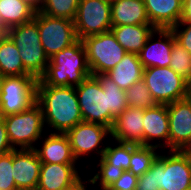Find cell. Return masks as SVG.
I'll return each mask as SVG.
<instances>
[{
    "mask_svg": "<svg viewBox=\"0 0 191 190\" xmlns=\"http://www.w3.org/2000/svg\"><path fill=\"white\" fill-rule=\"evenodd\" d=\"M97 167H99L98 172L90 178L91 184L95 185L99 181L102 190H106L124 172L123 169L108 164L102 157L99 159Z\"/></svg>",
    "mask_w": 191,
    "mask_h": 190,
    "instance_id": "32",
    "label": "cell"
},
{
    "mask_svg": "<svg viewBox=\"0 0 191 190\" xmlns=\"http://www.w3.org/2000/svg\"><path fill=\"white\" fill-rule=\"evenodd\" d=\"M143 122L144 146H154L160 149L169 148V119L167 105L156 104L151 108L145 109ZM154 140L159 142L151 144Z\"/></svg>",
    "mask_w": 191,
    "mask_h": 190,
    "instance_id": "17",
    "label": "cell"
},
{
    "mask_svg": "<svg viewBox=\"0 0 191 190\" xmlns=\"http://www.w3.org/2000/svg\"><path fill=\"white\" fill-rule=\"evenodd\" d=\"M171 30L175 40L191 54V23H178Z\"/></svg>",
    "mask_w": 191,
    "mask_h": 190,
    "instance_id": "34",
    "label": "cell"
},
{
    "mask_svg": "<svg viewBox=\"0 0 191 190\" xmlns=\"http://www.w3.org/2000/svg\"><path fill=\"white\" fill-rule=\"evenodd\" d=\"M79 0H43L37 11L58 18L74 21Z\"/></svg>",
    "mask_w": 191,
    "mask_h": 190,
    "instance_id": "28",
    "label": "cell"
},
{
    "mask_svg": "<svg viewBox=\"0 0 191 190\" xmlns=\"http://www.w3.org/2000/svg\"><path fill=\"white\" fill-rule=\"evenodd\" d=\"M93 76L100 83L103 92H107L109 128L111 129L115 119L128 107L126 92L120 89L106 74H94Z\"/></svg>",
    "mask_w": 191,
    "mask_h": 190,
    "instance_id": "26",
    "label": "cell"
},
{
    "mask_svg": "<svg viewBox=\"0 0 191 190\" xmlns=\"http://www.w3.org/2000/svg\"><path fill=\"white\" fill-rule=\"evenodd\" d=\"M144 5L155 29H171L180 22L182 0H144Z\"/></svg>",
    "mask_w": 191,
    "mask_h": 190,
    "instance_id": "20",
    "label": "cell"
},
{
    "mask_svg": "<svg viewBox=\"0 0 191 190\" xmlns=\"http://www.w3.org/2000/svg\"><path fill=\"white\" fill-rule=\"evenodd\" d=\"M13 150L14 149L11 146L8 136H7L5 123H4V121H1L0 122V155L9 153Z\"/></svg>",
    "mask_w": 191,
    "mask_h": 190,
    "instance_id": "36",
    "label": "cell"
},
{
    "mask_svg": "<svg viewBox=\"0 0 191 190\" xmlns=\"http://www.w3.org/2000/svg\"><path fill=\"white\" fill-rule=\"evenodd\" d=\"M144 67L136 53H126L123 59L106 75L114 81L117 86L127 91L134 83L143 79Z\"/></svg>",
    "mask_w": 191,
    "mask_h": 190,
    "instance_id": "22",
    "label": "cell"
},
{
    "mask_svg": "<svg viewBox=\"0 0 191 190\" xmlns=\"http://www.w3.org/2000/svg\"><path fill=\"white\" fill-rule=\"evenodd\" d=\"M169 150L191 147V102L185 98L167 105Z\"/></svg>",
    "mask_w": 191,
    "mask_h": 190,
    "instance_id": "13",
    "label": "cell"
},
{
    "mask_svg": "<svg viewBox=\"0 0 191 190\" xmlns=\"http://www.w3.org/2000/svg\"><path fill=\"white\" fill-rule=\"evenodd\" d=\"M6 34L7 30L3 26H0V41L4 38Z\"/></svg>",
    "mask_w": 191,
    "mask_h": 190,
    "instance_id": "41",
    "label": "cell"
},
{
    "mask_svg": "<svg viewBox=\"0 0 191 190\" xmlns=\"http://www.w3.org/2000/svg\"><path fill=\"white\" fill-rule=\"evenodd\" d=\"M143 80L156 104L168 105L187 96L188 81L170 67L144 68Z\"/></svg>",
    "mask_w": 191,
    "mask_h": 190,
    "instance_id": "7",
    "label": "cell"
},
{
    "mask_svg": "<svg viewBox=\"0 0 191 190\" xmlns=\"http://www.w3.org/2000/svg\"><path fill=\"white\" fill-rule=\"evenodd\" d=\"M144 110L128 106L115 119L110 137L114 141L144 146Z\"/></svg>",
    "mask_w": 191,
    "mask_h": 190,
    "instance_id": "15",
    "label": "cell"
},
{
    "mask_svg": "<svg viewBox=\"0 0 191 190\" xmlns=\"http://www.w3.org/2000/svg\"><path fill=\"white\" fill-rule=\"evenodd\" d=\"M85 46L91 75L106 74L114 68L127 53L116 41L112 31L88 36L82 39Z\"/></svg>",
    "mask_w": 191,
    "mask_h": 190,
    "instance_id": "6",
    "label": "cell"
},
{
    "mask_svg": "<svg viewBox=\"0 0 191 190\" xmlns=\"http://www.w3.org/2000/svg\"><path fill=\"white\" fill-rule=\"evenodd\" d=\"M37 25L41 45L49 59L79 40L72 20L51 17L37 11Z\"/></svg>",
    "mask_w": 191,
    "mask_h": 190,
    "instance_id": "8",
    "label": "cell"
},
{
    "mask_svg": "<svg viewBox=\"0 0 191 190\" xmlns=\"http://www.w3.org/2000/svg\"><path fill=\"white\" fill-rule=\"evenodd\" d=\"M7 35L19 50L25 70L39 80L47 69L49 58L41 45L37 12L33 20L7 29Z\"/></svg>",
    "mask_w": 191,
    "mask_h": 190,
    "instance_id": "4",
    "label": "cell"
},
{
    "mask_svg": "<svg viewBox=\"0 0 191 190\" xmlns=\"http://www.w3.org/2000/svg\"><path fill=\"white\" fill-rule=\"evenodd\" d=\"M79 40L111 30V4L101 0H79L74 19Z\"/></svg>",
    "mask_w": 191,
    "mask_h": 190,
    "instance_id": "10",
    "label": "cell"
},
{
    "mask_svg": "<svg viewBox=\"0 0 191 190\" xmlns=\"http://www.w3.org/2000/svg\"><path fill=\"white\" fill-rule=\"evenodd\" d=\"M3 78H4V76L0 73V88H1V85H2Z\"/></svg>",
    "mask_w": 191,
    "mask_h": 190,
    "instance_id": "44",
    "label": "cell"
},
{
    "mask_svg": "<svg viewBox=\"0 0 191 190\" xmlns=\"http://www.w3.org/2000/svg\"><path fill=\"white\" fill-rule=\"evenodd\" d=\"M112 26L151 24L144 0H114L111 3Z\"/></svg>",
    "mask_w": 191,
    "mask_h": 190,
    "instance_id": "21",
    "label": "cell"
},
{
    "mask_svg": "<svg viewBox=\"0 0 191 190\" xmlns=\"http://www.w3.org/2000/svg\"><path fill=\"white\" fill-rule=\"evenodd\" d=\"M157 149L154 146H138L131 153L129 171L137 177L143 175L151 168L152 163L158 157L159 153Z\"/></svg>",
    "mask_w": 191,
    "mask_h": 190,
    "instance_id": "29",
    "label": "cell"
},
{
    "mask_svg": "<svg viewBox=\"0 0 191 190\" xmlns=\"http://www.w3.org/2000/svg\"><path fill=\"white\" fill-rule=\"evenodd\" d=\"M91 72L82 40L56 53L40 80L50 86H79Z\"/></svg>",
    "mask_w": 191,
    "mask_h": 190,
    "instance_id": "3",
    "label": "cell"
},
{
    "mask_svg": "<svg viewBox=\"0 0 191 190\" xmlns=\"http://www.w3.org/2000/svg\"><path fill=\"white\" fill-rule=\"evenodd\" d=\"M183 151L187 154V156L189 158V163H190V166H191V147L186 148Z\"/></svg>",
    "mask_w": 191,
    "mask_h": 190,
    "instance_id": "42",
    "label": "cell"
},
{
    "mask_svg": "<svg viewBox=\"0 0 191 190\" xmlns=\"http://www.w3.org/2000/svg\"><path fill=\"white\" fill-rule=\"evenodd\" d=\"M155 30L151 24L112 26L116 41L128 53L138 54L145 46L149 35Z\"/></svg>",
    "mask_w": 191,
    "mask_h": 190,
    "instance_id": "23",
    "label": "cell"
},
{
    "mask_svg": "<svg viewBox=\"0 0 191 190\" xmlns=\"http://www.w3.org/2000/svg\"><path fill=\"white\" fill-rule=\"evenodd\" d=\"M65 134L69 138L72 154L78 162L83 156L89 157L92 152L102 157L106 149V146H103V140L107 136H111V129L101 124L83 121L69 129Z\"/></svg>",
    "mask_w": 191,
    "mask_h": 190,
    "instance_id": "12",
    "label": "cell"
},
{
    "mask_svg": "<svg viewBox=\"0 0 191 190\" xmlns=\"http://www.w3.org/2000/svg\"><path fill=\"white\" fill-rule=\"evenodd\" d=\"M41 161L33 149L13 150V177L18 190H36Z\"/></svg>",
    "mask_w": 191,
    "mask_h": 190,
    "instance_id": "16",
    "label": "cell"
},
{
    "mask_svg": "<svg viewBox=\"0 0 191 190\" xmlns=\"http://www.w3.org/2000/svg\"><path fill=\"white\" fill-rule=\"evenodd\" d=\"M37 9L25 0H0V19L7 30L34 19Z\"/></svg>",
    "mask_w": 191,
    "mask_h": 190,
    "instance_id": "24",
    "label": "cell"
},
{
    "mask_svg": "<svg viewBox=\"0 0 191 190\" xmlns=\"http://www.w3.org/2000/svg\"><path fill=\"white\" fill-rule=\"evenodd\" d=\"M101 1H104V2L111 4L114 0H101Z\"/></svg>",
    "mask_w": 191,
    "mask_h": 190,
    "instance_id": "45",
    "label": "cell"
},
{
    "mask_svg": "<svg viewBox=\"0 0 191 190\" xmlns=\"http://www.w3.org/2000/svg\"><path fill=\"white\" fill-rule=\"evenodd\" d=\"M169 67L186 81H191V54L176 40L171 51Z\"/></svg>",
    "mask_w": 191,
    "mask_h": 190,
    "instance_id": "31",
    "label": "cell"
},
{
    "mask_svg": "<svg viewBox=\"0 0 191 190\" xmlns=\"http://www.w3.org/2000/svg\"><path fill=\"white\" fill-rule=\"evenodd\" d=\"M179 23H191V0H182V13Z\"/></svg>",
    "mask_w": 191,
    "mask_h": 190,
    "instance_id": "37",
    "label": "cell"
},
{
    "mask_svg": "<svg viewBox=\"0 0 191 190\" xmlns=\"http://www.w3.org/2000/svg\"><path fill=\"white\" fill-rule=\"evenodd\" d=\"M86 182L88 183H92L91 182V179L88 178L87 180L86 179H83L82 177L77 181L75 182L73 185H71L70 187L68 188H65V189H62V190H87L88 188L86 187ZM90 190V189H88Z\"/></svg>",
    "mask_w": 191,
    "mask_h": 190,
    "instance_id": "38",
    "label": "cell"
},
{
    "mask_svg": "<svg viewBox=\"0 0 191 190\" xmlns=\"http://www.w3.org/2000/svg\"><path fill=\"white\" fill-rule=\"evenodd\" d=\"M0 73L5 76H31L24 68L20 53L6 34L0 41Z\"/></svg>",
    "mask_w": 191,
    "mask_h": 190,
    "instance_id": "25",
    "label": "cell"
},
{
    "mask_svg": "<svg viewBox=\"0 0 191 190\" xmlns=\"http://www.w3.org/2000/svg\"><path fill=\"white\" fill-rule=\"evenodd\" d=\"M158 36L157 40H153ZM175 36L171 29H155L138 53L144 68L169 67ZM155 41V42H154Z\"/></svg>",
    "mask_w": 191,
    "mask_h": 190,
    "instance_id": "14",
    "label": "cell"
},
{
    "mask_svg": "<svg viewBox=\"0 0 191 190\" xmlns=\"http://www.w3.org/2000/svg\"><path fill=\"white\" fill-rule=\"evenodd\" d=\"M165 154V155H164ZM160 153L151 168L138 177L137 190H188L191 188V166L184 151Z\"/></svg>",
    "mask_w": 191,
    "mask_h": 190,
    "instance_id": "2",
    "label": "cell"
},
{
    "mask_svg": "<svg viewBox=\"0 0 191 190\" xmlns=\"http://www.w3.org/2000/svg\"><path fill=\"white\" fill-rule=\"evenodd\" d=\"M137 186L138 177L129 170H125L106 190H137Z\"/></svg>",
    "mask_w": 191,
    "mask_h": 190,
    "instance_id": "35",
    "label": "cell"
},
{
    "mask_svg": "<svg viewBox=\"0 0 191 190\" xmlns=\"http://www.w3.org/2000/svg\"><path fill=\"white\" fill-rule=\"evenodd\" d=\"M33 150L41 163H77L72 154L69 138L65 133L48 134L41 147L35 145Z\"/></svg>",
    "mask_w": 191,
    "mask_h": 190,
    "instance_id": "19",
    "label": "cell"
},
{
    "mask_svg": "<svg viewBox=\"0 0 191 190\" xmlns=\"http://www.w3.org/2000/svg\"><path fill=\"white\" fill-rule=\"evenodd\" d=\"M77 163H41L36 190H62L77 182L81 175Z\"/></svg>",
    "mask_w": 191,
    "mask_h": 190,
    "instance_id": "18",
    "label": "cell"
},
{
    "mask_svg": "<svg viewBox=\"0 0 191 190\" xmlns=\"http://www.w3.org/2000/svg\"><path fill=\"white\" fill-rule=\"evenodd\" d=\"M37 79L33 76H5L0 88L4 117L20 113L36 102Z\"/></svg>",
    "mask_w": 191,
    "mask_h": 190,
    "instance_id": "9",
    "label": "cell"
},
{
    "mask_svg": "<svg viewBox=\"0 0 191 190\" xmlns=\"http://www.w3.org/2000/svg\"><path fill=\"white\" fill-rule=\"evenodd\" d=\"M186 98L191 102V81L188 82Z\"/></svg>",
    "mask_w": 191,
    "mask_h": 190,
    "instance_id": "40",
    "label": "cell"
},
{
    "mask_svg": "<svg viewBox=\"0 0 191 190\" xmlns=\"http://www.w3.org/2000/svg\"><path fill=\"white\" fill-rule=\"evenodd\" d=\"M117 143L115 147L106 146L103 152L102 158L110 165L119 167L121 169H130L131 153L138 147L134 144H128L123 142L114 141Z\"/></svg>",
    "mask_w": 191,
    "mask_h": 190,
    "instance_id": "27",
    "label": "cell"
},
{
    "mask_svg": "<svg viewBox=\"0 0 191 190\" xmlns=\"http://www.w3.org/2000/svg\"><path fill=\"white\" fill-rule=\"evenodd\" d=\"M25 1L29 2L31 5H33L38 10L39 7L41 6L43 0H25Z\"/></svg>",
    "mask_w": 191,
    "mask_h": 190,
    "instance_id": "39",
    "label": "cell"
},
{
    "mask_svg": "<svg viewBox=\"0 0 191 190\" xmlns=\"http://www.w3.org/2000/svg\"><path fill=\"white\" fill-rule=\"evenodd\" d=\"M125 92L127 104L130 107L148 109L156 105L143 79L134 83Z\"/></svg>",
    "mask_w": 191,
    "mask_h": 190,
    "instance_id": "30",
    "label": "cell"
},
{
    "mask_svg": "<svg viewBox=\"0 0 191 190\" xmlns=\"http://www.w3.org/2000/svg\"><path fill=\"white\" fill-rule=\"evenodd\" d=\"M12 167L13 151L0 155V190H18Z\"/></svg>",
    "mask_w": 191,
    "mask_h": 190,
    "instance_id": "33",
    "label": "cell"
},
{
    "mask_svg": "<svg viewBox=\"0 0 191 190\" xmlns=\"http://www.w3.org/2000/svg\"><path fill=\"white\" fill-rule=\"evenodd\" d=\"M1 121H4V114H3V111H2L1 106H0V122Z\"/></svg>",
    "mask_w": 191,
    "mask_h": 190,
    "instance_id": "43",
    "label": "cell"
},
{
    "mask_svg": "<svg viewBox=\"0 0 191 190\" xmlns=\"http://www.w3.org/2000/svg\"><path fill=\"white\" fill-rule=\"evenodd\" d=\"M36 102L41 107L45 126L48 124L54 133H66L83 122L75 87L50 86L39 79Z\"/></svg>",
    "mask_w": 191,
    "mask_h": 190,
    "instance_id": "1",
    "label": "cell"
},
{
    "mask_svg": "<svg viewBox=\"0 0 191 190\" xmlns=\"http://www.w3.org/2000/svg\"><path fill=\"white\" fill-rule=\"evenodd\" d=\"M4 123L14 150L33 149L45 128L43 113L37 102L20 113L4 117Z\"/></svg>",
    "mask_w": 191,
    "mask_h": 190,
    "instance_id": "5",
    "label": "cell"
},
{
    "mask_svg": "<svg viewBox=\"0 0 191 190\" xmlns=\"http://www.w3.org/2000/svg\"><path fill=\"white\" fill-rule=\"evenodd\" d=\"M75 90L83 121L109 127L107 92H103L98 80L91 75Z\"/></svg>",
    "mask_w": 191,
    "mask_h": 190,
    "instance_id": "11",
    "label": "cell"
}]
</instances>
